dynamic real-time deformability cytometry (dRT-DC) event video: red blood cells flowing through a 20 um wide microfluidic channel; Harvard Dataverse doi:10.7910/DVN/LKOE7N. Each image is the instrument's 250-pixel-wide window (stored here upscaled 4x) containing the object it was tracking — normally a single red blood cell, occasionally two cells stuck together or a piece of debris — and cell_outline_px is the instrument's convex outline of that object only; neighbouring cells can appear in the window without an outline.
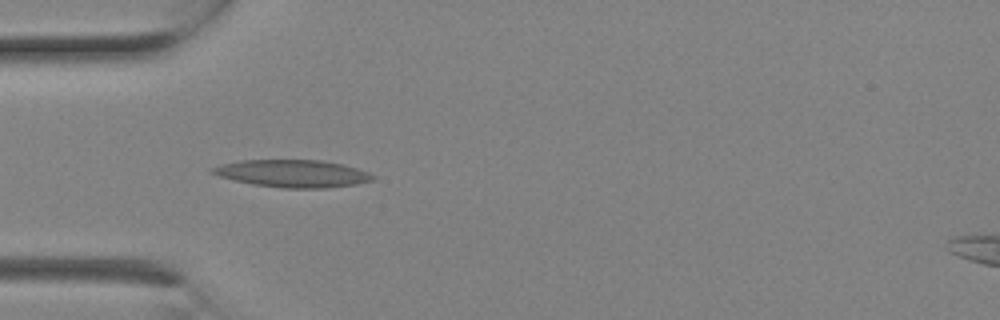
{"species": "Egyptian fruit bat (a non-hibernating species)", "species_latin": "Rousettus aegyptiacus", "temperature_condition": "room temperature", "stored_images_in_passage": 1, "camera_frame_rate_fps": 3000, "um_per_image_px": 0.085, "animal": {"sex": "female"}, "frame": {"image": 1, "passage_image": 1, "time_ms": 0.0, "image_size_px": [1000, 320], "cell_outline_px": [[376, 176], [372, 180], [356, 184], [328, 188], [284, 188], [252, 184], [220, 176], [208, 172], [208, 168], [220, 164], [240, 160], [320, 160], [344, 164], [368, 172]], "centroid_in_image_um": [24.85, 14.74], "position_along_channel_um": 60.2, "area_um2": 25.72}}